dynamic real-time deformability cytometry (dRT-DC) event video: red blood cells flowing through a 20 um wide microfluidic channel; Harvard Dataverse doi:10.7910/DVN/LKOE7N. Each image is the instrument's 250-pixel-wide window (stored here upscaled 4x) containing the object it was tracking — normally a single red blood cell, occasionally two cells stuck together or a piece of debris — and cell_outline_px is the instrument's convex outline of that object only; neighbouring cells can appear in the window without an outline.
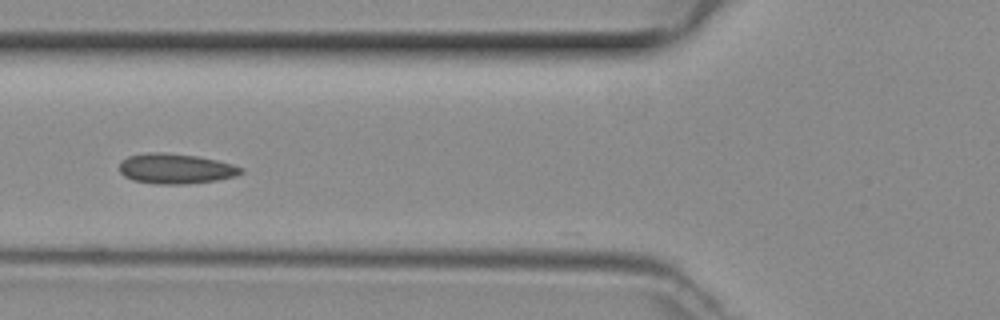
{"species": "common noctule bat (a hibernating species)", "species_latin": "Nyctalus noctula", "temperature_condition": "room temperature", "stored_images_in_passage": 33, "segment_of_instrument_passage": [1, 2], "camera_frame_rate_fps": 3000, "um_per_image_px": 0.085, "animal": {"sex": "female", "body_mass_g": 29.2, "forearm_length_mm": 56.3}, "frame": {"image": 1, "passage_image": 2, "time_ms": 0.333, "image_size_px": [1000, 320], "cell_outline_px": [[244, 172], [236, 176], [216, 180], [184, 184], [156, 184], [132, 180], [124, 176], [120, 172], [120, 160], [128, 156], [148, 152], [164, 152], [196, 156], [216, 160], [232, 164], [244, 168]], "centroid_in_image_um": [14.92, 14.33], "position_along_channel_um": 110.9, "area_um2": 21.44}}
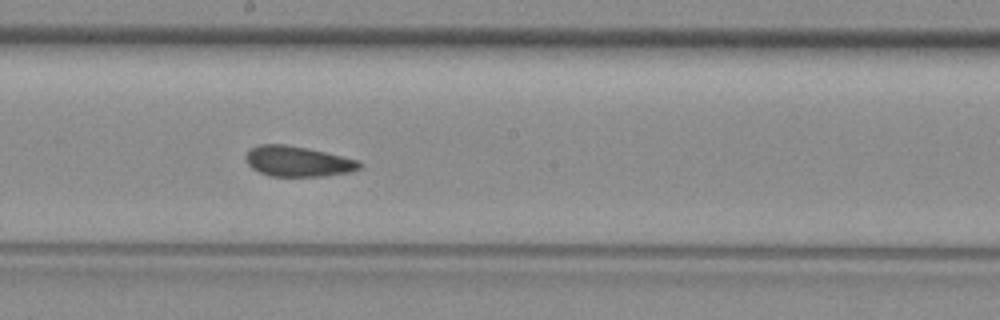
{"frame": {"image": 2, "passage_image": 10, "time_ms": 3.0, "image_size_px": [1000, 320], "cell_outline_px": [[364, 164], [360, 168], [352, 172], [324, 176], [268, 176], [252, 168], [248, 164], [244, 156], [248, 148], [260, 144], [284, 144], [308, 148], [360, 160]], "centroid_in_image_um": [25.32, 13.71], "position_along_channel_um": 222.9, "area_um2": 20.46}}
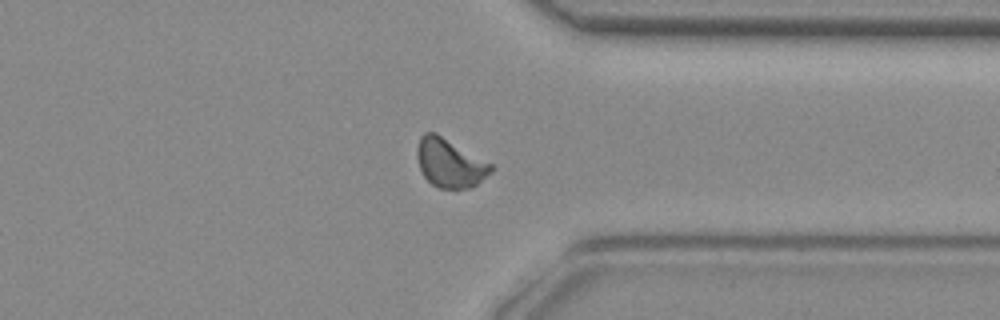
{"frame": {"image": 3, "passage_image": 21, "time_ms": 6.667, "image_size_px": [1000, 320], "cell_outline_px": [[496, 168], [492, 172], [476, 184], [468, 188], [440, 188], [432, 184], [424, 176], [420, 168], [416, 156], [416, 148], [420, 136], [424, 132], [436, 132], [492, 164]], "centroid_in_image_um": [38.22, 13.83], "position_along_channel_um": 373.2, "area_um2": 20.98}}